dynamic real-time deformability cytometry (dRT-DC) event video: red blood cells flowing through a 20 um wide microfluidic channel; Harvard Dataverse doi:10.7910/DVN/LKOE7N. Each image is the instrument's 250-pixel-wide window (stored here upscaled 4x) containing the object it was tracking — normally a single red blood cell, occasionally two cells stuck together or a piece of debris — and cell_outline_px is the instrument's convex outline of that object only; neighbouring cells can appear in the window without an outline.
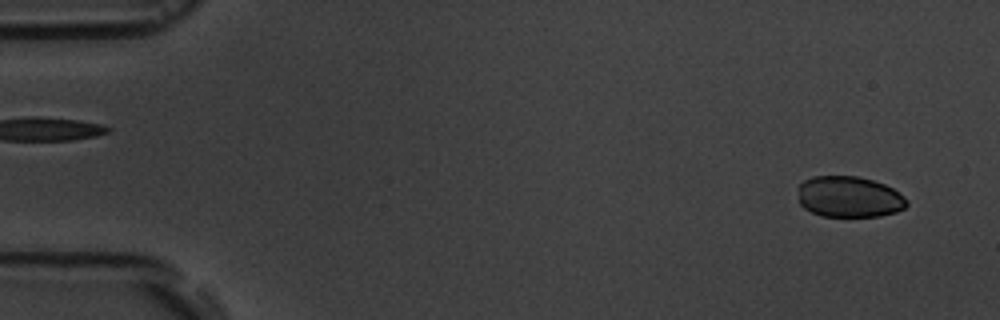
{"species": "common noctule bat (a hibernating species)", "species_latin": "Nyctalus noctula", "temperature_condition": "room temperature", "stored_images_in_passage": 6, "segment_of_instrument_passage": [2, 2], "camera_frame_rate_fps": 3000, "um_per_image_px": 0.085, "animal": {"sex": "male", "body_mass_g": 19.5, "forearm_length_mm": 54.6}, "frame": {"image": 1, "passage_image": 6, "time_ms": 6.0, "image_size_px": [1000, 320], "cell_outline_px": [[908, 204], [904, 208], [896, 212], [880, 216], [820, 216], [804, 208], [800, 204], [800, 184], [804, 180], [812, 176], [856, 176], [872, 180], [884, 184], [892, 188], [904, 196], [908, 200]], "centroid_in_image_um": [72.2, 16.73], "position_along_channel_um": 12.8, "area_um2": 25.95}}